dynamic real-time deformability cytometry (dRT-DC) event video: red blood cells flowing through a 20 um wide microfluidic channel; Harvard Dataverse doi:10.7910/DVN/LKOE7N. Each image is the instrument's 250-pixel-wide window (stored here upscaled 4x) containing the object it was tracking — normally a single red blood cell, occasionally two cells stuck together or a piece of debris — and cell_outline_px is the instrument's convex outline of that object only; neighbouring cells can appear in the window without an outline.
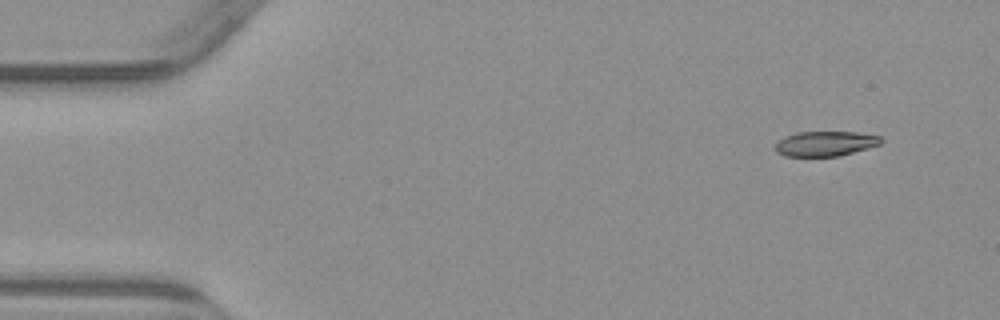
{"species": "common noctule bat (a hibernating species)", "species_latin": "Nyctalus noctula", "temperature_condition": "warm", "stored_images_in_passage": 5, "camera_frame_rate_fps": 3000, "um_per_image_px": 0.085, "animal": {"sex": "male", "body_mass_g": 23.1, "forearm_length_mm": 52.7}, "frame": {"image": 1, "passage_image": 2, "time_ms": 1.333, "image_size_px": [1000, 320], "cell_outline_px": [[884, 140], [880, 144], [852, 152], [836, 156], [784, 156], [776, 152], [776, 144], [784, 136], [796, 132], [856, 132], [880, 136]], "centroid_in_image_um": [70.14, 12.2], "position_along_channel_um": 14.9, "area_um2": 15.2}}
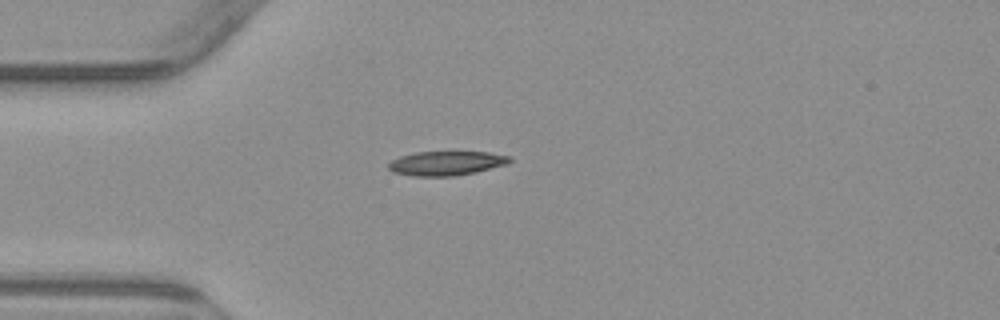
{"frame": {"image": 2, "passage_image": 5, "time_ms": 4.667, "image_size_px": [1000, 320], "cell_outline_px": [[512, 160], [508, 164], [476, 172], [456, 176], [412, 176], [392, 172], [388, 168], [388, 164], [392, 160], [400, 156], [416, 152], [488, 152], [512, 156]], "centroid_in_image_um": [37.96, 13.88], "position_along_channel_um": 47.0, "area_um2": 17.28}}